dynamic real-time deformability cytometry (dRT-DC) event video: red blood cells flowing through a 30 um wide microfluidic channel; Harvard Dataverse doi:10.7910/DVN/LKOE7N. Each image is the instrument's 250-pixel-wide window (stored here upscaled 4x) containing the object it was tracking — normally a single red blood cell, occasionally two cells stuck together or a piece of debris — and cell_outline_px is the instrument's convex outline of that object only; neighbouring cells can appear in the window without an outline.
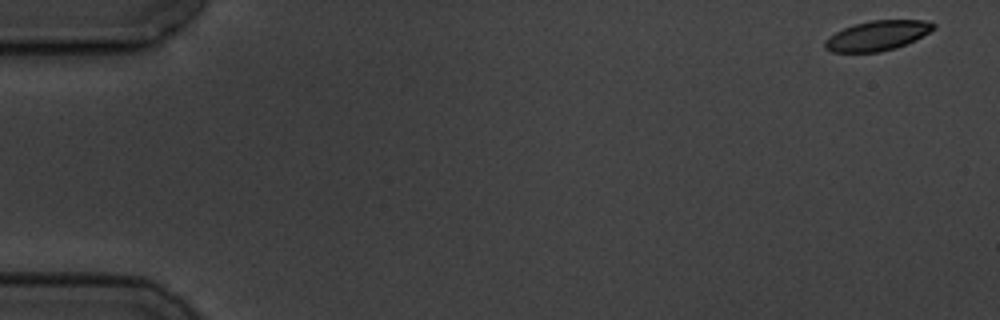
{"species": "common noctule bat (a hibernating species)", "species_latin": "Nyctalus noctula", "temperature_condition": "cold", "stored_images_in_passage": 5, "camera_frame_rate_fps": 3000, "um_per_image_px": 0.085, "animal": {"sex": "male", "body_mass_g": 19.5, "forearm_length_mm": 54.6}, "frame": {"image": 1, "passage_image": 1, "time_ms": 0.0, "image_size_px": [1000, 320], "cell_outline_px": [[936, 28], [896, 48], [880, 52], [832, 52], [824, 48], [824, 40], [836, 32], [844, 28], [856, 24], [872, 20], [924, 20], [936, 24]], "centroid_in_image_um": [74.54, 3.03], "position_along_channel_um": 10.5, "area_um2": 18.61}}
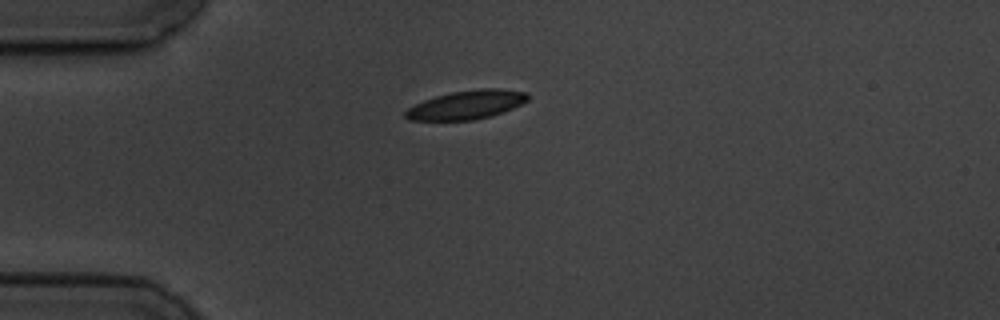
{"frame": {"image": 2, "passage_image": 4, "time_ms": 4.333, "image_size_px": [1000, 320], "cell_outline_px": [[528, 100], [504, 112], [492, 116], [472, 120], [408, 120], [404, 116], [404, 112], [408, 108], [424, 100], [436, 96], [452, 92], [480, 88], [500, 88], [528, 92]], "centroid_in_image_um": [39.67, 8.9], "position_along_channel_um": 45.3, "area_um2": 20.52}}